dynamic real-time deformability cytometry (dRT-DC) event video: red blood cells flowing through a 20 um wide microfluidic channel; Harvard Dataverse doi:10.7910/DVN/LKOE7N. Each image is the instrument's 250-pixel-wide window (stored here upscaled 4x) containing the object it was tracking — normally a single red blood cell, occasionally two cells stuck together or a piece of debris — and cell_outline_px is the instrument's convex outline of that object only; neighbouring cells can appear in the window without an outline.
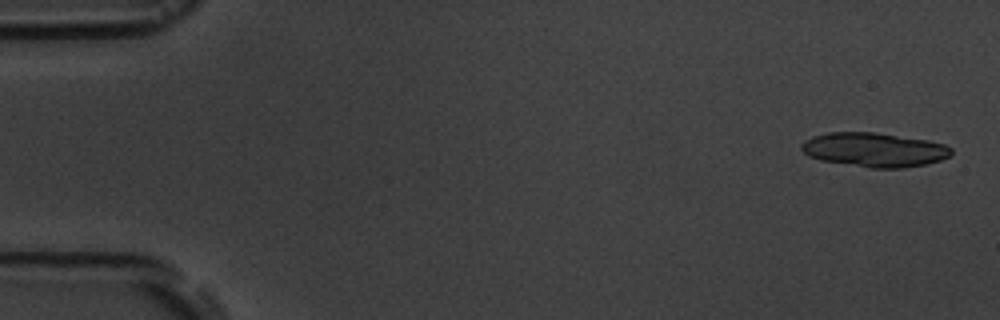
{"species": "common noctule bat (a hibernating species)", "species_latin": "Nyctalus noctula", "temperature_condition": "room temperature", "stored_images_in_passage": 5, "camera_frame_rate_fps": 3000, "um_per_image_px": 0.085, "animal": {"sex": "male", "body_mass_g": 19.5, "forearm_length_mm": 54.6}, "frame": {"image": 1, "passage_image": 1, "time_ms": 0.0, "image_size_px": [1000, 320], "cell_outline_px": [[952, 152], [948, 156], [940, 160], [924, 164], [904, 168], [872, 168], [820, 160], [808, 156], [800, 148], [800, 144], [804, 140], [812, 136], [828, 132], [876, 132], [928, 140], [944, 144], [952, 148]], "centroid_in_image_um": [74.28, 12.72], "position_along_channel_um": 10.7, "area_um2": 29.94}}